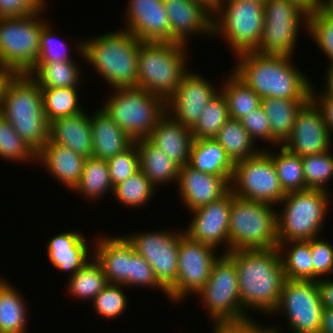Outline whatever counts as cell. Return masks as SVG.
<instances>
[{
	"mask_svg": "<svg viewBox=\"0 0 333 333\" xmlns=\"http://www.w3.org/2000/svg\"><path fill=\"white\" fill-rule=\"evenodd\" d=\"M45 9L22 17H0V67L14 74L29 73L40 53Z\"/></svg>",
	"mask_w": 333,
	"mask_h": 333,
	"instance_id": "30bf717a",
	"label": "cell"
},
{
	"mask_svg": "<svg viewBox=\"0 0 333 333\" xmlns=\"http://www.w3.org/2000/svg\"><path fill=\"white\" fill-rule=\"evenodd\" d=\"M77 195H82L84 200L99 202L105 193H113L107 160L96 157L85 158L83 174L78 184L72 190ZM111 191V192H110Z\"/></svg>",
	"mask_w": 333,
	"mask_h": 333,
	"instance_id": "836d02e7",
	"label": "cell"
},
{
	"mask_svg": "<svg viewBox=\"0 0 333 333\" xmlns=\"http://www.w3.org/2000/svg\"><path fill=\"white\" fill-rule=\"evenodd\" d=\"M102 236L93 240L91 249L108 283L131 287V243L124 235Z\"/></svg>",
	"mask_w": 333,
	"mask_h": 333,
	"instance_id": "cb8c5ba5",
	"label": "cell"
},
{
	"mask_svg": "<svg viewBox=\"0 0 333 333\" xmlns=\"http://www.w3.org/2000/svg\"><path fill=\"white\" fill-rule=\"evenodd\" d=\"M319 7L324 12L333 16V0H321Z\"/></svg>",
	"mask_w": 333,
	"mask_h": 333,
	"instance_id": "be15d7a7",
	"label": "cell"
},
{
	"mask_svg": "<svg viewBox=\"0 0 333 333\" xmlns=\"http://www.w3.org/2000/svg\"><path fill=\"white\" fill-rule=\"evenodd\" d=\"M309 99H261V107L269 119L271 136L282 145L290 136L299 109Z\"/></svg>",
	"mask_w": 333,
	"mask_h": 333,
	"instance_id": "1f68e13d",
	"label": "cell"
},
{
	"mask_svg": "<svg viewBox=\"0 0 333 333\" xmlns=\"http://www.w3.org/2000/svg\"><path fill=\"white\" fill-rule=\"evenodd\" d=\"M126 7L123 29L141 41L171 42V28L163 0H128Z\"/></svg>",
	"mask_w": 333,
	"mask_h": 333,
	"instance_id": "ffe728a7",
	"label": "cell"
},
{
	"mask_svg": "<svg viewBox=\"0 0 333 333\" xmlns=\"http://www.w3.org/2000/svg\"><path fill=\"white\" fill-rule=\"evenodd\" d=\"M139 154V169L157 189L165 184H177L179 166L165 153L151 144L147 139L136 140Z\"/></svg>",
	"mask_w": 333,
	"mask_h": 333,
	"instance_id": "f1b7e54d",
	"label": "cell"
},
{
	"mask_svg": "<svg viewBox=\"0 0 333 333\" xmlns=\"http://www.w3.org/2000/svg\"><path fill=\"white\" fill-rule=\"evenodd\" d=\"M49 140L70 148L85 158L92 157L93 143L90 113L88 114L84 110L73 116L53 120L49 127Z\"/></svg>",
	"mask_w": 333,
	"mask_h": 333,
	"instance_id": "4316f807",
	"label": "cell"
},
{
	"mask_svg": "<svg viewBox=\"0 0 333 333\" xmlns=\"http://www.w3.org/2000/svg\"><path fill=\"white\" fill-rule=\"evenodd\" d=\"M141 40L122 27L75 41L72 48L112 88L138 87V54ZM77 43V44H76Z\"/></svg>",
	"mask_w": 333,
	"mask_h": 333,
	"instance_id": "3957f363",
	"label": "cell"
},
{
	"mask_svg": "<svg viewBox=\"0 0 333 333\" xmlns=\"http://www.w3.org/2000/svg\"><path fill=\"white\" fill-rule=\"evenodd\" d=\"M332 142L322 111L310 98L299 109L292 132L282 146L290 153L303 157L333 149Z\"/></svg>",
	"mask_w": 333,
	"mask_h": 333,
	"instance_id": "ac0fdd59",
	"label": "cell"
},
{
	"mask_svg": "<svg viewBox=\"0 0 333 333\" xmlns=\"http://www.w3.org/2000/svg\"><path fill=\"white\" fill-rule=\"evenodd\" d=\"M212 326V333H282L279 326L267 325L265 327L255 319L243 324H216Z\"/></svg>",
	"mask_w": 333,
	"mask_h": 333,
	"instance_id": "db71d44e",
	"label": "cell"
},
{
	"mask_svg": "<svg viewBox=\"0 0 333 333\" xmlns=\"http://www.w3.org/2000/svg\"><path fill=\"white\" fill-rule=\"evenodd\" d=\"M36 152L15 132L11 124L0 115V158L27 163L36 161ZM34 160V161H33ZM22 161V162H21Z\"/></svg>",
	"mask_w": 333,
	"mask_h": 333,
	"instance_id": "f6af8a7d",
	"label": "cell"
},
{
	"mask_svg": "<svg viewBox=\"0 0 333 333\" xmlns=\"http://www.w3.org/2000/svg\"><path fill=\"white\" fill-rule=\"evenodd\" d=\"M237 268L241 306L271 317L278 308L285 281L278 247L238 250L226 254ZM252 309V310H251ZM258 311V312H257Z\"/></svg>",
	"mask_w": 333,
	"mask_h": 333,
	"instance_id": "6da1fadb",
	"label": "cell"
},
{
	"mask_svg": "<svg viewBox=\"0 0 333 333\" xmlns=\"http://www.w3.org/2000/svg\"><path fill=\"white\" fill-rule=\"evenodd\" d=\"M160 230L125 235L134 250L151 265L158 282L168 290L178 277L180 237L184 230Z\"/></svg>",
	"mask_w": 333,
	"mask_h": 333,
	"instance_id": "2e32d148",
	"label": "cell"
},
{
	"mask_svg": "<svg viewBox=\"0 0 333 333\" xmlns=\"http://www.w3.org/2000/svg\"><path fill=\"white\" fill-rule=\"evenodd\" d=\"M85 157L48 140L37 152L36 162L68 190H73L83 174Z\"/></svg>",
	"mask_w": 333,
	"mask_h": 333,
	"instance_id": "d4e9b609",
	"label": "cell"
},
{
	"mask_svg": "<svg viewBox=\"0 0 333 333\" xmlns=\"http://www.w3.org/2000/svg\"><path fill=\"white\" fill-rule=\"evenodd\" d=\"M255 1H259V2L265 3L267 0H255Z\"/></svg>",
	"mask_w": 333,
	"mask_h": 333,
	"instance_id": "e7e4bbea",
	"label": "cell"
},
{
	"mask_svg": "<svg viewBox=\"0 0 333 333\" xmlns=\"http://www.w3.org/2000/svg\"><path fill=\"white\" fill-rule=\"evenodd\" d=\"M78 61H59L51 63H36L28 73L41 88H79L81 75ZM79 85V86H78Z\"/></svg>",
	"mask_w": 333,
	"mask_h": 333,
	"instance_id": "d6a6232c",
	"label": "cell"
},
{
	"mask_svg": "<svg viewBox=\"0 0 333 333\" xmlns=\"http://www.w3.org/2000/svg\"><path fill=\"white\" fill-rule=\"evenodd\" d=\"M214 85L203 75L188 71L174 95L167 101V113L191 129L197 123L206 104L220 92L218 86Z\"/></svg>",
	"mask_w": 333,
	"mask_h": 333,
	"instance_id": "d6986e66",
	"label": "cell"
},
{
	"mask_svg": "<svg viewBox=\"0 0 333 333\" xmlns=\"http://www.w3.org/2000/svg\"><path fill=\"white\" fill-rule=\"evenodd\" d=\"M188 47L181 43L142 41L138 54V87L167 102L189 71Z\"/></svg>",
	"mask_w": 333,
	"mask_h": 333,
	"instance_id": "5b68a950",
	"label": "cell"
},
{
	"mask_svg": "<svg viewBox=\"0 0 333 333\" xmlns=\"http://www.w3.org/2000/svg\"><path fill=\"white\" fill-rule=\"evenodd\" d=\"M214 139L224 148L233 163L254 157L264 148L257 147L241 122L230 118L219 130Z\"/></svg>",
	"mask_w": 333,
	"mask_h": 333,
	"instance_id": "e575fe53",
	"label": "cell"
},
{
	"mask_svg": "<svg viewBox=\"0 0 333 333\" xmlns=\"http://www.w3.org/2000/svg\"><path fill=\"white\" fill-rule=\"evenodd\" d=\"M274 205L237 197L233 193L229 219V252L278 247Z\"/></svg>",
	"mask_w": 333,
	"mask_h": 333,
	"instance_id": "ba28073f",
	"label": "cell"
},
{
	"mask_svg": "<svg viewBox=\"0 0 333 333\" xmlns=\"http://www.w3.org/2000/svg\"><path fill=\"white\" fill-rule=\"evenodd\" d=\"M126 288L124 285L107 284V286L100 291L91 302L96 314L105 319H115L127 309L128 297L124 292Z\"/></svg>",
	"mask_w": 333,
	"mask_h": 333,
	"instance_id": "bcb514c9",
	"label": "cell"
},
{
	"mask_svg": "<svg viewBox=\"0 0 333 333\" xmlns=\"http://www.w3.org/2000/svg\"><path fill=\"white\" fill-rule=\"evenodd\" d=\"M323 310L317 281L285 279L278 308L271 316L287 317L293 333H320Z\"/></svg>",
	"mask_w": 333,
	"mask_h": 333,
	"instance_id": "5bb4252c",
	"label": "cell"
},
{
	"mask_svg": "<svg viewBox=\"0 0 333 333\" xmlns=\"http://www.w3.org/2000/svg\"><path fill=\"white\" fill-rule=\"evenodd\" d=\"M317 285L323 307L333 309V278H320Z\"/></svg>",
	"mask_w": 333,
	"mask_h": 333,
	"instance_id": "9f6ffc18",
	"label": "cell"
},
{
	"mask_svg": "<svg viewBox=\"0 0 333 333\" xmlns=\"http://www.w3.org/2000/svg\"><path fill=\"white\" fill-rule=\"evenodd\" d=\"M332 149L302 157L304 179L308 189L329 191L328 183L333 180ZM332 179V180H331Z\"/></svg>",
	"mask_w": 333,
	"mask_h": 333,
	"instance_id": "ee69618b",
	"label": "cell"
},
{
	"mask_svg": "<svg viewBox=\"0 0 333 333\" xmlns=\"http://www.w3.org/2000/svg\"><path fill=\"white\" fill-rule=\"evenodd\" d=\"M217 249L192 240L185 233L180 237L178 255V277L167 290L168 298L175 303L183 302L186 297L196 296L206 285L213 263L221 254Z\"/></svg>",
	"mask_w": 333,
	"mask_h": 333,
	"instance_id": "9a60e30c",
	"label": "cell"
},
{
	"mask_svg": "<svg viewBox=\"0 0 333 333\" xmlns=\"http://www.w3.org/2000/svg\"><path fill=\"white\" fill-rule=\"evenodd\" d=\"M264 26V3L255 0H223L213 12V34L221 37L234 56L254 52Z\"/></svg>",
	"mask_w": 333,
	"mask_h": 333,
	"instance_id": "9c48e42d",
	"label": "cell"
},
{
	"mask_svg": "<svg viewBox=\"0 0 333 333\" xmlns=\"http://www.w3.org/2000/svg\"><path fill=\"white\" fill-rule=\"evenodd\" d=\"M230 190L237 197L275 207L286 195L273 160L264 150L254 157L234 163Z\"/></svg>",
	"mask_w": 333,
	"mask_h": 333,
	"instance_id": "4fadbf2b",
	"label": "cell"
},
{
	"mask_svg": "<svg viewBox=\"0 0 333 333\" xmlns=\"http://www.w3.org/2000/svg\"><path fill=\"white\" fill-rule=\"evenodd\" d=\"M306 35L329 59L328 66H333V16L319 6L308 12Z\"/></svg>",
	"mask_w": 333,
	"mask_h": 333,
	"instance_id": "7bdbcfd3",
	"label": "cell"
},
{
	"mask_svg": "<svg viewBox=\"0 0 333 333\" xmlns=\"http://www.w3.org/2000/svg\"><path fill=\"white\" fill-rule=\"evenodd\" d=\"M46 0H0V17H22L43 10Z\"/></svg>",
	"mask_w": 333,
	"mask_h": 333,
	"instance_id": "f5cc1de1",
	"label": "cell"
},
{
	"mask_svg": "<svg viewBox=\"0 0 333 333\" xmlns=\"http://www.w3.org/2000/svg\"><path fill=\"white\" fill-rule=\"evenodd\" d=\"M86 237L80 231L66 230L48 239L46 258L54 269L68 272L66 274L71 277L91 261L94 251H91Z\"/></svg>",
	"mask_w": 333,
	"mask_h": 333,
	"instance_id": "603a6c76",
	"label": "cell"
},
{
	"mask_svg": "<svg viewBox=\"0 0 333 333\" xmlns=\"http://www.w3.org/2000/svg\"><path fill=\"white\" fill-rule=\"evenodd\" d=\"M325 82L322 83L324 89L321 90V92L326 96L333 98V66H327L326 72H325Z\"/></svg>",
	"mask_w": 333,
	"mask_h": 333,
	"instance_id": "680465c9",
	"label": "cell"
},
{
	"mask_svg": "<svg viewBox=\"0 0 333 333\" xmlns=\"http://www.w3.org/2000/svg\"><path fill=\"white\" fill-rule=\"evenodd\" d=\"M179 167L189 162L192 131L166 113L146 138Z\"/></svg>",
	"mask_w": 333,
	"mask_h": 333,
	"instance_id": "484cf974",
	"label": "cell"
},
{
	"mask_svg": "<svg viewBox=\"0 0 333 333\" xmlns=\"http://www.w3.org/2000/svg\"><path fill=\"white\" fill-rule=\"evenodd\" d=\"M113 188L139 170V154L136 141L126 150L107 160Z\"/></svg>",
	"mask_w": 333,
	"mask_h": 333,
	"instance_id": "c3c4849f",
	"label": "cell"
},
{
	"mask_svg": "<svg viewBox=\"0 0 333 333\" xmlns=\"http://www.w3.org/2000/svg\"><path fill=\"white\" fill-rule=\"evenodd\" d=\"M100 108L134 141L146 139L167 113V102L140 87L113 89Z\"/></svg>",
	"mask_w": 333,
	"mask_h": 333,
	"instance_id": "52a82bcc",
	"label": "cell"
},
{
	"mask_svg": "<svg viewBox=\"0 0 333 333\" xmlns=\"http://www.w3.org/2000/svg\"><path fill=\"white\" fill-rule=\"evenodd\" d=\"M304 6L308 11L315 9L320 5L321 0H294Z\"/></svg>",
	"mask_w": 333,
	"mask_h": 333,
	"instance_id": "94428289",
	"label": "cell"
},
{
	"mask_svg": "<svg viewBox=\"0 0 333 333\" xmlns=\"http://www.w3.org/2000/svg\"><path fill=\"white\" fill-rule=\"evenodd\" d=\"M78 88H41L43 110L49 123L60 117L73 116L83 112Z\"/></svg>",
	"mask_w": 333,
	"mask_h": 333,
	"instance_id": "ab89813d",
	"label": "cell"
},
{
	"mask_svg": "<svg viewBox=\"0 0 333 333\" xmlns=\"http://www.w3.org/2000/svg\"><path fill=\"white\" fill-rule=\"evenodd\" d=\"M239 121L254 142L261 140L268 144H272V147L274 145V148L280 146V144L271 136L269 119L261 106L254 109L252 113L250 112L249 114H246Z\"/></svg>",
	"mask_w": 333,
	"mask_h": 333,
	"instance_id": "816d5d0a",
	"label": "cell"
},
{
	"mask_svg": "<svg viewBox=\"0 0 333 333\" xmlns=\"http://www.w3.org/2000/svg\"><path fill=\"white\" fill-rule=\"evenodd\" d=\"M163 2L171 28L172 43L189 45L188 39L192 34L213 37V12L203 3L196 0H163Z\"/></svg>",
	"mask_w": 333,
	"mask_h": 333,
	"instance_id": "44dd1931",
	"label": "cell"
},
{
	"mask_svg": "<svg viewBox=\"0 0 333 333\" xmlns=\"http://www.w3.org/2000/svg\"><path fill=\"white\" fill-rule=\"evenodd\" d=\"M13 74L14 73L9 71L8 69L0 67V111L5 86Z\"/></svg>",
	"mask_w": 333,
	"mask_h": 333,
	"instance_id": "91938a15",
	"label": "cell"
},
{
	"mask_svg": "<svg viewBox=\"0 0 333 333\" xmlns=\"http://www.w3.org/2000/svg\"><path fill=\"white\" fill-rule=\"evenodd\" d=\"M0 115L36 153L49 140L50 123L43 110L41 87L28 73L11 76Z\"/></svg>",
	"mask_w": 333,
	"mask_h": 333,
	"instance_id": "277c9868",
	"label": "cell"
},
{
	"mask_svg": "<svg viewBox=\"0 0 333 333\" xmlns=\"http://www.w3.org/2000/svg\"><path fill=\"white\" fill-rule=\"evenodd\" d=\"M93 157L108 160L128 149L135 141L105 112L97 108L90 116Z\"/></svg>",
	"mask_w": 333,
	"mask_h": 333,
	"instance_id": "83f0119b",
	"label": "cell"
},
{
	"mask_svg": "<svg viewBox=\"0 0 333 333\" xmlns=\"http://www.w3.org/2000/svg\"><path fill=\"white\" fill-rule=\"evenodd\" d=\"M48 22L41 31L40 36V53L37 63H51L59 61H76L69 54L70 49L66 41L60 40L55 34V30ZM54 31V32H53Z\"/></svg>",
	"mask_w": 333,
	"mask_h": 333,
	"instance_id": "7dc6e473",
	"label": "cell"
},
{
	"mask_svg": "<svg viewBox=\"0 0 333 333\" xmlns=\"http://www.w3.org/2000/svg\"><path fill=\"white\" fill-rule=\"evenodd\" d=\"M315 85L311 87V99L322 111L324 123L333 139V98L326 97L321 91H316Z\"/></svg>",
	"mask_w": 333,
	"mask_h": 333,
	"instance_id": "11a10c76",
	"label": "cell"
},
{
	"mask_svg": "<svg viewBox=\"0 0 333 333\" xmlns=\"http://www.w3.org/2000/svg\"><path fill=\"white\" fill-rule=\"evenodd\" d=\"M157 189L151 184V181L139 169L128 177L125 181L113 188L112 195L114 199L120 202L123 206L130 208H141L147 205Z\"/></svg>",
	"mask_w": 333,
	"mask_h": 333,
	"instance_id": "60d3db41",
	"label": "cell"
},
{
	"mask_svg": "<svg viewBox=\"0 0 333 333\" xmlns=\"http://www.w3.org/2000/svg\"><path fill=\"white\" fill-rule=\"evenodd\" d=\"M285 279L313 280L311 240L278 244Z\"/></svg>",
	"mask_w": 333,
	"mask_h": 333,
	"instance_id": "d590c367",
	"label": "cell"
},
{
	"mask_svg": "<svg viewBox=\"0 0 333 333\" xmlns=\"http://www.w3.org/2000/svg\"><path fill=\"white\" fill-rule=\"evenodd\" d=\"M228 176L213 175L195 170L188 164L179 167L176 187L180 202L190 212L220 200L230 191Z\"/></svg>",
	"mask_w": 333,
	"mask_h": 333,
	"instance_id": "7402d4cb",
	"label": "cell"
},
{
	"mask_svg": "<svg viewBox=\"0 0 333 333\" xmlns=\"http://www.w3.org/2000/svg\"><path fill=\"white\" fill-rule=\"evenodd\" d=\"M227 76L219 89L226 99L230 118L240 120L261 106V97L232 71Z\"/></svg>",
	"mask_w": 333,
	"mask_h": 333,
	"instance_id": "8d00e7d4",
	"label": "cell"
},
{
	"mask_svg": "<svg viewBox=\"0 0 333 333\" xmlns=\"http://www.w3.org/2000/svg\"><path fill=\"white\" fill-rule=\"evenodd\" d=\"M188 165L195 170L220 176L233 175L234 163L224 148L213 139H193Z\"/></svg>",
	"mask_w": 333,
	"mask_h": 333,
	"instance_id": "4dcf8cb0",
	"label": "cell"
},
{
	"mask_svg": "<svg viewBox=\"0 0 333 333\" xmlns=\"http://www.w3.org/2000/svg\"><path fill=\"white\" fill-rule=\"evenodd\" d=\"M233 192L230 190L220 200L211 202L190 211L193 217L184 229V233L192 240L210 245L219 250L224 247L221 254L229 252V219Z\"/></svg>",
	"mask_w": 333,
	"mask_h": 333,
	"instance_id": "e0dca14e",
	"label": "cell"
},
{
	"mask_svg": "<svg viewBox=\"0 0 333 333\" xmlns=\"http://www.w3.org/2000/svg\"><path fill=\"white\" fill-rule=\"evenodd\" d=\"M232 71L257 95L264 98L310 99L311 79L293 57L246 52L235 56ZM296 65V66H295ZM306 74V75H305Z\"/></svg>",
	"mask_w": 333,
	"mask_h": 333,
	"instance_id": "7a4b0ae2",
	"label": "cell"
},
{
	"mask_svg": "<svg viewBox=\"0 0 333 333\" xmlns=\"http://www.w3.org/2000/svg\"><path fill=\"white\" fill-rule=\"evenodd\" d=\"M238 283L235 263L226 254H221L213 263L206 285L196 296L213 325L243 324L254 320L252 314H246L241 306Z\"/></svg>",
	"mask_w": 333,
	"mask_h": 333,
	"instance_id": "8fae6325",
	"label": "cell"
},
{
	"mask_svg": "<svg viewBox=\"0 0 333 333\" xmlns=\"http://www.w3.org/2000/svg\"><path fill=\"white\" fill-rule=\"evenodd\" d=\"M320 333H333V309L324 308Z\"/></svg>",
	"mask_w": 333,
	"mask_h": 333,
	"instance_id": "6f0895ef",
	"label": "cell"
},
{
	"mask_svg": "<svg viewBox=\"0 0 333 333\" xmlns=\"http://www.w3.org/2000/svg\"><path fill=\"white\" fill-rule=\"evenodd\" d=\"M66 290L80 301H93L108 284L102 266L93 257L81 270L68 277ZM88 299V300H87Z\"/></svg>",
	"mask_w": 333,
	"mask_h": 333,
	"instance_id": "74e56055",
	"label": "cell"
},
{
	"mask_svg": "<svg viewBox=\"0 0 333 333\" xmlns=\"http://www.w3.org/2000/svg\"><path fill=\"white\" fill-rule=\"evenodd\" d=\"M330 195V191L320 189L286 193L279 203L282 208L277 210L278 244L322 236L325 219L331 210L329 207L333 205Z\"/></svg>",
	"mask_w": 333,
	"mask_h": 333,
	"instance_id": "8992f818",
	"label": "cell"
},
{
	"mask_svg": "<svg viewBox=\"0 0 333 333\" xmlns=\"http://www.w3.org/2000/svg\"><path fill=\"white\" fill-rule=\"evenodd\" d=\"M265 149L263 150L273 160L281 188L285 193L308 189L304 179L301 156L290 153L282 145L279 146L278 153L275 150L272 152L269 148Z\"/></svg>",
	"mask_w": 333,
	"mask_h": 333,
	"instance_id": "f35d334b",
	"label": "cell"
},
{
	"mask_svg": "<svg viewBox=\"0 0 333 333\" xmlns=\"http://www.w3.org/2000/svg\"><path fill=\"white\" fill-rule=\"evenodd\" d=\"M308 10L294 0H267L261 41L254 52L295 57L301 26L307 28ZM294 52V53H293Z\"/></svg>",
	"mask_w": 333,
	"mask_h": 333,
	"instance_id": "7c38bea8",
	"label": "cell"
},
{
	"mask_svg": "<svg viewBox=\"0 0 333 333\" xmlns=\"http://www.w3.org/2000/svg\"><path fill=\"white\" fill-rule=\"evenodd\" d=\"M131 287H145L164 292L168 298V291L158 282L153 268L143 256L134 250L131 244Z\"/></svg>",
	"mask_w": 333,
	"mask_h": 333,
	"instance_id": "f907efd6",
	"label": "cell"
},
{
	"mask_svg": "<svg viewBox=\"0 0 333 333\" xmlns=\"http://www.w3.org/2000/svg\"><path fill=\"white\" fill-rule=\"evenodd\" d=\"M322 239V237L311 239L313 281L333 274V243Z\"/></svg>",
	"mask_w": 333,
	"mask_h": 333,
	"instance_id": "681fc988",
	"label": "cell"
},
{
	"mask_svg": "<svg viewBox=\"0 0 333 333\" xmlns=\"http://www.w3.org/2000/svg\"><path fill=\"white\" fill-rule=\"evenodd\" d=\"M200 3H203L207 8L214 12L218 6L222 3L223 0H196Z\"/></svg>",
	"mask_w": 333,
	"mask_h": 333,
	"instance_id": "6125c7cd",
	"label": "cell"
},
{
	"mask_svg": "<svg viewBox=\"0 0 333 333\" xmlns=\"http://www.w3.org/2000/svg\"><path fill=\"white\" fill-rule=\"evenodd\" d=\"M229 119L226 99L219 92L206 104L197 123L191 128L193 139H213Z\"/></svg>",
	"mask_w": 333,
	"mask_h": 333,
	"instance_id": "b9f144b4",
	"label": "cell"
},
{
	"mask_svg": "<svg viewBox=\"0 0 333 333\" xmlns=\"http://www.w3.org/2000/svg\"><path fill=\"white\" fill-rule=\"evenodd\" d=\"M2 277L1 275L0 333H27L29 310L25 297L16 286Z\"/></svg>",
	"mask_w": 333,
	"mask_h": 333,
	"instance_id": "f546056e",
	"label": "cell"
}]
</instances>
